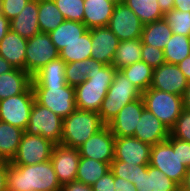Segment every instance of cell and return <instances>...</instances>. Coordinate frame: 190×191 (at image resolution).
<instances>
[{
    "mask_svg": "<svg viewBox=\"0 0 190 191\" xmlns=\"http://www.w3.org/2000/svg\"><path fill=\"white\" fill-rule=\"evenodd\" d=\"M7 191H61L50 160L34 165L7 166Z\"/></svg>",
    "mask_w": 190,
    "mask_h": 191,
    "instance_id": "cell-1",
    "label": "cell"
},
{
    "mask_svg": "<svg viewBox=\"0 0 190 191\" xmlns=\"http://www.w3.org/2000/svg\"><path fill=\"white\" fill-rule=\"evenodd\" d=\"M116 71L112 65L97 66L90 71L87 80L74 87L76 108L98 113Z\"/></svg>",
    "mask_w": 190,
    "mask_h": 191,
    "instance_id": "cell-2",
    "label": "cell"
},
{
    "mask_svg": "<svg viewBox=\"0 0 190 191\" xmlns=\"http://www.w3.org/2000/svg\"><path fill=\"white\" fill-rule=\"evenodd\" d=\"M104 126L97 112L76 109L63 119L60 144L78 149Z\"/></svg>",
    "mask_w": 190,
    "mask_h": 191,
    "instance_id": "cell-3",
    "label": "cell"
},
{
    "mask_svg": "<svg viewBox=\"0 0 190 191\" xmlns=\"http://www.w3.org/2000/svg\"><path fill=\"white\" fill-rule=\"evenodd\" d=\"M141 96L142 92L126 78L124 73L117 70L98 111L101 121L107 125L123 106Z\"/></svg>",
    "mask_w": 190,
    "mask_h": 191,
    "instance_id": "cell-4",
    "label": "cell"
},
{
    "mask_svg": "<svg viewBox=\"0 0 190 191\" xmlns=\"http://www.w3.org/2000/svg\"><path fill=\"white\" fill-rule=\"evenodd\" d=\"M149 165L162 171L180 186L187 167L178 157V139L170 135L166 141L151 146Z\"/></svg>",
    "mask_w": 190,
    "mask_h": 191,
    "instance_id": "cell-5",
    "label": "cell"
},
{
    "mask_svg": "<svg viewBox=\"0 0 190 191\" xmlns=\"http://www.w3.org/2000/svg\"><path fill=\"white\" fill-rule=\"evenodd\" d=\"M145 108L152 112L170 130L182 113L183 97L148 88L142 92Z\"/></svg>",
    "mask_w": 190,
    "mask_h": 191,
    "instance_id": "cell-6",
    "label": "cell"
},
{
    "mask_svg": "<svg viewBox=\"0 0 190 191\" xmlns=\"http://www.w3.org/2000/svg\"><path fill=\"white\" fill-rule=\"evenodd\" d=\"M32 88L35 100L62 119L77 109L73 86L66 84L65 86H32Z\"/></svg>",
    "mask_w": 190,
    "mask_h": 191,
    "instance_id": "cell-7",
    "label": "cell"
},
{
    "mask_svg": "<svg viewBox=\"0 0 190 191\" xmlns=\"http://www.w3.org/2000/svg\"><path fill=\"white\" fill-rule=\"evenodd\" d=\"M62 125L63 119L60 116L35 100L25 132L30 135H40L56 145L61 142Z\"/></svg>",
    "mask_w": 190,
    "mask_h": 191,
    "instance_id": "cell-8",
    "label": "cell"
},
{
    "mask_svg": "<svg viewBox=\"0 0 190 191\" xmlns=\"http://www.w3.org/2000/svg\"><path fill=\"white\" fill-rule=\"evenodd\" d=\"M34 102L32 86L26 92L0 100V121L26 130Z\"/></svg>",
    "mask_w": 190,
    "mask_h": 191,
    "instance_id": "cell-9",
    "label": "cell"
},
{
    "mask_svg": "<svg viewBox=\"0 0 190 191\" xmlns=\"http://www.w3.org/2000/svg\"><path fill=\"white\" fill-rule=\"evenodd\" d=\"M59 57V51L52 43L50 35L39 32L27 39L25 71L33 76L43 66Z\"/></svg>",
    "mask_w": 190,
    "mask_h": 191,
    "instance_id": "cell-10",
    "label": "cell"
},
{
    "mask_svg": "<svg viewBox=\"0 0 190 191\" xmlns=\"http://www.w3.org/2000/svg\"><path fill=\"white\" fill-rule=\"evenodd\" d=\"M54 143L40 135L24 132L18 151L10 163L13 165H34L50 160Z\"/></svg>",
    "mask_w": 190,
    "mask_h": 191,
    "instance_id": "cell-11",
    "label": "cell"
},
{
    "mask_svg": "<svg viewBox=\"0 0 190 191\" xmlns=\"http://www.w3.org/2000/svg\"><path fill=\"white\" fill-rule=\"evenodd\" d=\"M119 41L138 39L142 36L144 24L122 1L117 2L107 26Z\"/></svg>",
    "mask_w": 190,
    "mask_h": 191,
    "instance_id": "cell-12",
    "label": "cell"
},
{
    "mask_svg": "<svg viewBox=\"0 0 190 191\" xmlns=\"http://www.w3.org/2000/svg\"><path fill=\"white\" fill-rule=\"evenodd\" d=\"M115 136L105 125L79 148L80 157H87L111 164L114 160Z\"/></svg>",
    "mask_w": 190,
    "mask_h": 191,
    "instance_id": "cell-13",
    "label": "cell"
},
{
    "mask_svg": "<svg viewBox=\"0 0 190 191\" xmlns=\"http://www.w3.org/2000/svg\"><path fill=\"white\" fill-rule=\"evenodd\" d=\"M79 160L80 153L77 148L63 144L54 145L50 161L61 186L76 180Z\"/></svg>",
    "mask_w": 190,
    "mask_h": 191,
    "instance_id": "cell-14",
    "label": "cell"
},
{
    "mask_svg": "<svg viewBox=\"0 0 190 191\" xmlns=\"http://www.w3.org/2000/svg\"><path fill=\"white\" fill-rule=\"evenodd\" d=\"M188 80L178 65L164 63L153 71L150 88L183 96Z\"/></svg>",
    "mask_w": 190,
    "mask_h": 191,
    "instance_id": "cell-15",
    "label": "cell"
},
{
    "mask_svg": "<svg viewBox=\"0 0 190 191\" xmlns=\"http://www.w3.org/2000/svg\"><path fill=\"white\" fill-rule=\"evenodd\" d=\"M145 108L142 96L125 106L107 124L115 137H133L135 127L139 123L140 116Z\"/></svg>",
    "mask_w": 190,
    "mask_h": 191,
    "instance_id": "cell-16",
    "label": "cell"
},
{
    "mask_svg": "<svg viewBox=\"0 0 190 191\" xmlns=\"http://www.w3.org/2000/svg\"><path fill=\"white\" fill-rule=\"evenodd\" d=\"M149 144L135 137H115L114 160L128 164L148 165L150 163Z\"/></svg>",
    "mask_w": 190,
    "mask_h": 191,
    "instance_id": "cell-17",
    "label": "cell"
},
{
    "mask_svg": "<svg viewBox=\"0 0 190 191\" xmlns=\"http://www.w3.org/2000/svg\"><path fill=\"white\" fill-rule=\"evenodd\" d=\"M89 30L92 40L91 58L105 65H112L119 39L107 26Z\"/></svg>",
    "mask_w": 190,
    "mask_h": 191,
    "instance_id": "cell-18",
    "label": "cell"
},
{
    "mask_svg": "<svg viewBox=\"0 0 190 191\" xmlns=\"http://www.w3.org/2000/svg\"><path fill=\"white\" fill-rule=\"evenodd\" d=\"M170 136V130L151 111L144 108L139 123L135 127L134 136L143 143L154 146L164 142Z\"/></svg>",
    "mask_w": 190,
    "mask_h": 191,
    "instance_id": "cell-19",
    "label": "cell"
},
{
    "mask_svg": "<svg viewBox=\"0 0 190 191\" xmlns=\"http://www.w3.org/2000/svg\"><path fill=\"white\" fill-rule=\"evenodd\" d=\"M116 3L113 0H84L85 26L88 29L108 26Z\"/></svg>",
    "mask_w": 190,
    "mask_h": 191,
    "instance_id": "cell-20",
    "label": "cell"
},
{
    "mask_svg": "<svg viewBox=\"0 0 190 191\" xmlns=\"http://www.w3.org/2000/svg\"><path fill=\"white\" fill-rule=\"evenodd\" d=\"M10 30L29 39L40 32L38 0H29L22 11L10 21Z\"/></svg>",
    "mask_w": 190,
    "mask_h": 191,
    "instance_id": "cell-21",
    "label": "cell"
},
{
    "mask_svg": "<svg viewBox=\"0 0 190 191\" xmlns=\"http://www.w3.org/2000/svg\"><path fill=\"white\" fill-rule=\"evenodd\" d=\"M27 39L9 31L0 41V56L14 68L25 70Z\"/></svg>",
    "mask_w": 190,
    "mask_h": 191,
    "instance_id": "cell-22",
    "label": "cell"
},
{
    "mask_svg": "<svg viewBox=\"0 0 190 191\" xmlns=\"http://www.w3.org/2000/svg\"><path fill=\"white\" fill-rule=\"evenodd\" d=\"M32 86V76L25 70L14 68L0 75V100L26 92Z\"/></svg>",
    "mask_w": 190,
    "mask_h": 191,
    "instance_id": "cell-23",
    "label": "cell"
},
{
    "mask_svg": "<svg viewBox=\"0 0 190 191\" xmlns=\"http://www.w3.org/2000/svg\"><path fill=\"white\" fill-rule=\"evenodd\" d=\"M134 185L137 191H175L179 187L162 171L149 164L144 171H141Z\"/></svg>",
    "mask_w": 190,
    "mask_h": 191,
    "instance_id": "cell-24",
    "label": "cell"
},
{
    "mask_svg": "<svg viewBox=\"0 0 190 191\" xmlns=\"http://www.w3.org/2000/svg\"><path fill=\"white\" fill-rule=\"evenodd\" d=\"M66 63L58 57L32 76V86H65Z\"/></svg>",
    "mask_w": 190,
    "mask_h": 191,
    "instance_id": "cell-25",
    "label": "cell"
},
{
    "mask_svg": "<svg viewBox=\"0 0 190 191\" xmlns=\"http://www.w3.org/2000/svg\"><path fill=\"white\" fill-rule=\"evenodd\" d=\"M25 130L0 121V156L11 162L15 157Z\"/></svg>",
    "mask_w": 190,
    "mask_h": 191,
    "instance_id": "cell-26",
    "label": "cell"
},
{
    "mask_svg": "<svg viewBox=\"0 0 190 191\" xmlns=\"http://www.w3.org/2000/svg\"><path fill=\"white\" fill-rule=\"evenodd\" d=\"M88 28L84 23L65 20L60 26L49 33L52 43L61 51L69 43L79 39Z\"/></svg>",
    "mask_w": 190,
    "mask_h": 191,
    "instance_id": "cell-27",
    "label": "cell"
},
{
    "mask_svg": "<svg viewBox=\"0 0 190 191\" xmlns=\"http://www.w3.org/2000/svg\"><path fill=\"white\" fill-rule=\"evenodd\" d=\"M173 32L163 19L145 24L142 31V43L163 50L169 43Z\"/></svg>",
    "mask_w": 190,
    "mask_h": 191,
    "instance_id": "cell-28",
    "label": "cell"
},
{
    "mask_svg": "<svg viewBox=\"0 0 190 191\" xmlns=\"http://www.w3.org/2000/svg\"><path fill=\"white\" fill-rule=\"evenodd\" d=\"M142 39L120 41L112 62V66L120 70L142 60Z\"/></svg>",
    "mask_w": 190,
    "mask_h": 191,
    "instance_id": "cell-29",
    "label": "cell"
},
{
    "mask_svg": "<svg viewBox=\"0 0 190 191\" xmlns=\"http://www.w3.org/2000/svg\"><path fill=\"white\" fill-rule=\"evenodd\" d=\"M65 21L53 0H38V23L40 32L49 34Z\"/></svg>",
    "mask_w": 190,
    "mask_h": 191,
    "instance_id": "cell-30",
    "label": "cell"
},
{
    "mask_svg": "<svg viewBox=\"0 0 190 191\" xmlns=\"http://www.w3.org/2000/svg\"><path fill=\"white\" fill-rule=\"evenodd\" d=\"M92 40L88 29L79 39L59 51V57L67 64L91 58Z\"/></svg>",
    "mask_w": 190,
    "mask_h": 191,
    "instance_id": "cell-31",
    "label": "cell"
},
{
    "mask_svg": "<svg viewBox=\"0 0 190 191\" xmlns=\"http://www.w3.org/2000/svg\"><path fill=\"white\" fill-rule=\"evenodd\" d=\"M110 170V164L87 157H80L76 180L92 186Z\"/></svg>",
    "mask_w": 190,
    "mask_h": 191,
    "instance_id": "cell-32",
    "label": "cell"
},
{
    "mask_svg": "<svg viewBox=\"0 0 190 191\" xmlns=\"http://www.w3.org/2000/svg\"><path fill=\"white\" fill-rule=\"evenodd\" d=\"M126 78L134 84L141 92L150 88L154 69L144 61H138L120 69Z\"/></svg>",
    "mask_w": 190,
    "mask_h": 191,
    "instance_id": "cell-33",
    "label": "cell"
},
{
    "mask_svg": "<svg viewBox=\"0 0 190 191\" xmlns=\"http://www.w3.org/2000/svg\"><path fill=\"white\" fill-rule=\"evenodd\" d=\"M104 63L92 58L80 62H70L65 66V80L70 86H77L87 80V75L97 66H104Z\"/></svg>",
    "mask_w": 190,
    "mask_h": 191,
    "instance_id": "cell-34",
    "label": "cell"
},
{
    "mask_svg": "<svg viewBox=\"0 0 190 191\" xmlns=\"http://www.w3.org/2000/svg\"><path fill=\"white\" fill-rule=\"evenodd\" d=\"M142 21L148 24L164 18L157 0H122Z\"/></svg>",
    "mask_w": 190,
    "mask_h": 191,
    "instance_id": "cell-35",
    "label": "cell"
},
{
    "mask_svg": "<svg viewBox=\"0 0 190 191\" xmlns=\"http://www.w3.org/2000/svg\"><path fill=\"white\" fill-rule=\"evenodd\" d=\"M163 52L166 63L178 65L186 57L190 56L189 37L173 34Z\"/></svg>",
    "mask_w": 190,
    "mask_h": 191,
    "instance_id": "cell-36",
    "label": "cell"
},
{
    "mask_svg": "<svg viewBox=\"0 0 190 191\" xmlns=\"http://www.w3.org/2000/svg\"><path fill=\"white\" fill-rule=\"evenodd\" d=\"M164 20L173 34L190 37V12L172 9L164 14Z\"/></svg>",
    "mask_w": 190,
    "mask_h": 191,
    "instance_id": "cell-37",
    "label": "cell"
},
{
    "mask_svg": "<svg viewBox=\"0 0 190 191\" xmlns=\"http://www.w3.org/2000/svg\"><path fill=\"white\" fill-rule=\"evenodd\" d=\"M147 167L148 165L128 164L119 160H113L110 164V170L114 176L124 178L133 184L136 183L141 171H144Z\"/></svg>",
    "mask_w": 190,
    "mask_h": 191,
    "instance_id": "cell-38",
    "label": "cell"
},
{
    "mask_svg": "<svg viewBox=\"0 0 190 191\" xmlns=\"http://www.w3.org/2000/svg\"><path fill=\"white\" fill-rule=\"evenodd\" d=\"M65 20L83 23L84 0H53Z\"/></svg>",
    "mask_w": 190,
    "mask_h": 191,
    "instance_id": "cell-39",
    "label": "cell"
},
{
    "mask_svg": "<svg viewBox=\"0 0 190 191\" xmlns=\"http://www.w3.org/2000/svg\"><path fill=\"white\" fill-rule=\"evenodd\" d=\"M174 138L190 142V111L183 109L174 126L170 129Z\"/></svg>",
    "mask_w": 190,
    "mask_h": 191,
    "instance_id": "cell-40",
    "label": "cell"
},
{
    "mask_svg": "<svg viewBox=\"0 0 190 191\" xmlns=\"http://www.w3.org/2000/svg\"><path fill=\"white\" fill-rule=\"evenodd\" d=\"M141 51L142 61L153 69L165 63L163 50L142 43Z\"/></svg>",
    "mask_w": 190,
    "mask_h": 191,
    "instance_id": "cell-41",
    "label": "cell"
},
{
    "mask_svg": "<svg viewBox=\"0 0 190 191\" xmlns=\"http://www.w3.org/2000/svg\"><path fill=\"white\" fill-rule=\"evenodd\" d=\"M28 1L29 0H1V14L11 21L22 11Z\"/></svg>",
    "mask_w": 190,
    "mask_h": 191,
    "instance_id": "cell-42",
    "label": "cell"
},
{
    "mask_svg": "<svg viewBox=\"0 0 190 191\" xmlns=\"http://www.w3.org/2000/svg\"><path fill=\"white\" fill-rule=\"evenodd\" d=\"M91 187L93 191H114V174L109 170Z\"/></svg>",
    "mask_w": 190,
    "mask_h": 191,
    "instance_id": "cell-43",
    "label": "cell"
},
{
    "mask_svg": "<svg viewBox=\"0 0 190 191\" xmlns=\"http://www.w3.org/2000/svg\"><path fill=\"white\" fill-rule=\"evenodd\" d=\"M178 157L182 164L190 167V142L178 139Z\"/></svg>",
    "mask_w": 190,
    "mask_h": 191,
    "instance_id": "cell-44",
    "label": "cell"
},
{
    "mask_svg": "<svg viewBox=\"0 0 190 191\" xmlns=\"http://www.w3.org/2000/svg\"><path fill=\"white\" fill-rule=\"evenodd\" d=\"M114 191H137L130 181L114 176Z\"/></svg>",
    "mask_w": 190,
    "mask_h": 191,
    "instance_id": "cell-45",
    "label": "cell"
},
{
    "mask_svg": "<svg viewBox=\"0 0 190 191\" xmlns=\"http://www.w3.org/2000/svg\"><path fill=\"white\" fill-rule=\"evenodd\" d=\"M61 191H93L90 185H86L83 182L77 180L64 184L61 187Z\"/></svg>",
    "mask_w": 190,
    "mask_h": 191,
    "instance_id": "cell-46",
    "label": "cell"
},
{
    "mask_svg": "<svg viewBox=\"0 0 190 191\" xmlns=\"http://www.w3.org/2000/svg\"><path fill=\"white\" fill-rule=\"evenodd\" d=\"M7 166L8 161L0 163V191H7Z\"/></svg>",
    "mask_w": 190,
    "mask_h": 191,
    "instance_id": "cell-47",
    "label": "cell"
},
{
    "mask_svg": "<svg viewBox=\"0 0 190 191\" xmlns=\"http://www.w3.org/2000/svg\"><path fill=\"white\" fill-rule=\"evenodd\" d=\"M10 31V21L3 15L0 14V41Z\"/></svg>",
    "mask_w": 190,
    "mask_h": 191,
    "instance_id": "cell-48",
    "label": "cell"
},
{
    "mask_svg": "<svg viewBox=\"0 0 190 191\" xmlns=\"http://www.w3.org/2000/svg\"><path fill=\"white\" fill-rule=\"evenodd\" d=\"M178 66L186 79L190 81V56L186 57L182 62H180Z\"/></svg>",
    "mask_w": 190,
    "mask_h": 191,
    "instance_id": "cell-49",
    "label": "cell"
},
{
    "mask_svg": "<svg viewBox=\"0 0 190 191\" xmlns=\"http://www.w3.org/2000/svg\"><path fill=\"white\" fill-rule=\"evenodd\" d=\"M174 9L190 12V0H174Z\"/></svg>",
    "mask_w": 190,
    "mask_h": 191,
    "instance_id": "cell-50",
    "label": "cell"
},
{
    "mask_svg": "<svg viewBox=\"0 0 190 191\" xmlns=\"http://www.w3.org/2000/svg\"><path fill=\"white\" fill-rule=\"evenodd\" d=\"M163 14L174 8V0H157Z\"/></svg>",
    "mask_w": 190,
    "mask_h": 191,
    "instance_id": "cell-51",
    "label": "cell"
},
{
    "mask_svg": "<svg viewBox=\"0 0 190 191\" xmlns=\"http://www.w3.org/2000/svg\"><path fill=\"white\" fill-rule=\"evenodd\" d=\"M182 97L184 109L190 111V81H188V85Z\"/></svg>",
    "mask_w": 190,
    "mask_h": 191,
    "instance_id": "cell-52",
    "label": "cell"
},
{
    "mask_svg": "<svg viewBox=\"0 0 190 191\" xmlns=\"http://www.w3.org/2000/svg\"><path fill=\"white\" fill-rule=\"evenodd\" d=\"M179 187L182 191H190V167L187 168L184 179Z\"/></svg>",
    "mask_w": 190,
    "mask_h": 191,
    "instance_id": "cell-53",
    "label": "cell"
},
{
    "mask_svg": "<svg viewBox=\"0 0 190 191\" xmlns=\"http://www.w3.org/2000/svg\"><path fill=\"white\" fill-rule=\"evenodd\" d=\"M14 67L8 63L3 57L0 56V75L3 73L10 72Z\"/></svg>",
    "mask_w": 190,
    "mask_h": 191,
    "instance_id": "cell-54",
    "label": "cell"
},
{
    "mask_svg": "<svg viewBox=\"0 0 190 191\" xmlns=\"http://www.w3.org/2000/svg\"><path fill=\"white\" fill-rule=\"evenodd\" d=\"M175 191H182L180 187H178Z\"/></svg>",
    "mask_w": 190,
    "mask_h": 191,
    "instance_id": "cell-55",
    "label": "cell"
},
{
    "mask_svg": "<svg viewBox=\"0 0 190 191\" xmlns=\"http://www.w3.org/2000/svg\"><path fill=\"white\" fill-rule=\"evenodd\" d=\"M4 160L2 159V157L0 156V163H2Z\"/></svg>",
    "mask_w": 190,
    "mask_h": 191,
    "instance_id": "cell-56",
    "label": "cell"
}]
</instances>
